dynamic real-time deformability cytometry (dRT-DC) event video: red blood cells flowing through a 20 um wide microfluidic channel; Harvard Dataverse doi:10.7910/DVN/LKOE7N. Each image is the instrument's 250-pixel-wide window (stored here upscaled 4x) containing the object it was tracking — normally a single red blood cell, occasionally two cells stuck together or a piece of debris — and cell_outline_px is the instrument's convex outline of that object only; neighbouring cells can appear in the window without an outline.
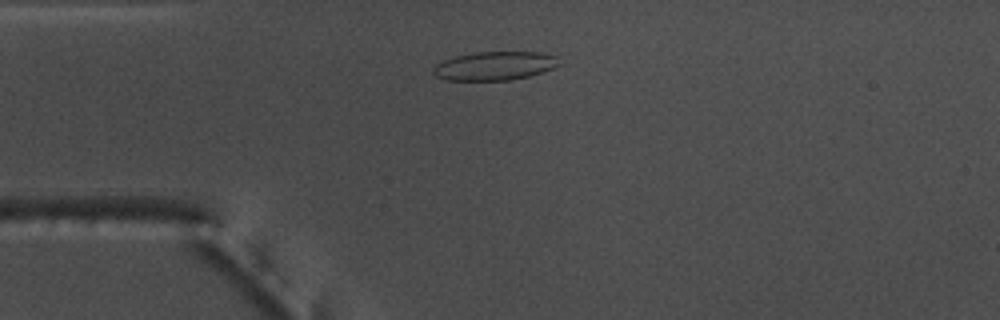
{"species": "common noctule bat (a hibernating species)", "species_latin": "Nyctalus noctula", "temperature_condition": "warm", "stored_images_in_passage": 49, "camera_frame_rate_fps": 3000, "um_per_image_px": 0.085, "animal": {"sex": "male", "body_mass_g": 17.5, "forearm_length_mm": 52.3}, "frame": {"image": 1, "passage_image": 9, "time_ms": 2.667, "image_size_px": [1000, 320], "cell_outline_px": [[560, 64], [552, 68], [528, 76], [512, 80], [448, 80], [436, 76], [432, 72], [432, 68], [436, 64], [444, 60], [456, 56], [476, 52], [540, 52], [556, 56]], "centroid_in_image_um": [42.02, 5.6], "position_along_channel_um": 43.0, "area_um2": 20.87}}
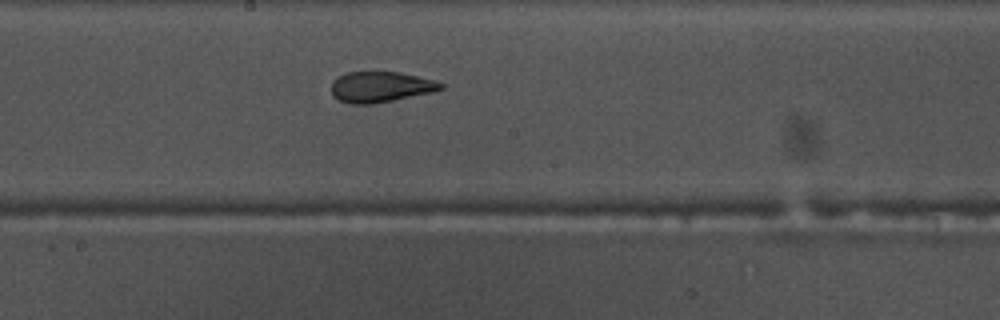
{"frame": {"image": 2, "passage_image": 24, "time_ms": 7.667, "image_size_px": [1000, 320], "cell_outline_px": [[444, 88], [436, 92], [372, 104], [348, 104], [336, 100], [332, 96], [332, 80], [348, 72], [400, 72], [436, 80], [444, 84]], "centroid_in_image_um": [32.37, 7.4], "position_along_channel_um": 215.8, "area_um2": 19.88}}
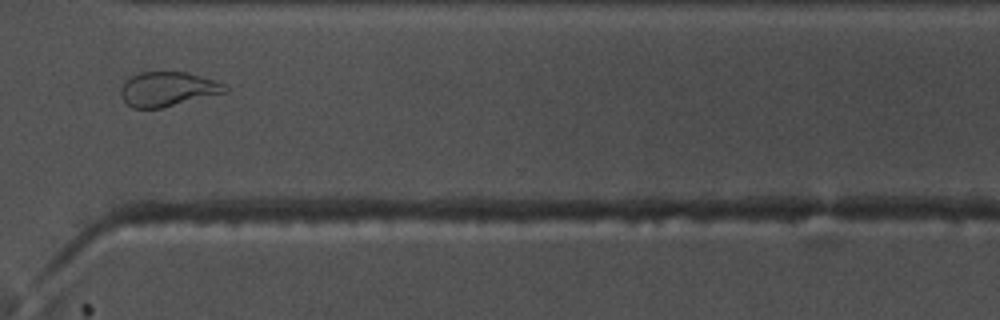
{"frame": {"image": 3, "passage_image": 35, "time_ms": 11.333, "image_size_px": [1000, 320], "cell_outline_px": [[228, 92], [160, 108], [132, 108], [124, 100], [120, 92], [120, 88], [124, 80], [140, 72], [188, 72], [216, 80], [224, 84], [228, 88]], "centroid_in_image_um": [14.27, 7.56], "position_along_channel_um": 356.3, "area_um2": 20.98}, "authors_computed_cell_mechanics": {"area_um2": 20.9814, "velocity_mm_per_s": 3.8224, "shape_relaxation_time_tau1_ms": null, "shape_relaxation_time_tau2_ms": 1.4158, "deformation_change_tau1": null, "deformation_change_tau2": 0.0798}}